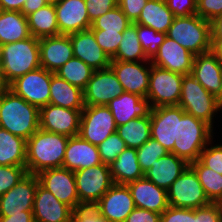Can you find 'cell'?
<instances>
[{"mask_svg": "<svg viewBox=\"0 0 222 222\" xmlns=\"http://www.w3.org/2000/svg\"><path fill=\"white\" fill-rule=\"evenodd\" d=\"M101 163L97 146L79 135L69 137L62 167L75 172Z\"/></svg>", "mask_w": 222, "mask_h": 222, "instance_id": "26", "label": "cell"}, {"mask_svg": "<svg viewBox=\"0 0 222 222\" xmlns=\"http://www.w3.org/2000/svg\"><path fill=\"white\" fill-rule=\"evenodd\" d=\"M135 207L160 213L168 208L167 191L145 177L127 184Z\"/></svg>", "mask_w": 222, "mask_h": 222, "instance_id": "25", "label": "cell"}, {"mask_svg": "<svg viewBox=\"0 0 222 222\" xmlns=\"http://www.w3.org/2000/svg\"><path fill=\"white\" fill-rule=\"evenodd\" d=\"M93 72L94 69L85 64L82 60L72 57L61 66L55 74L71 85L84 90L88 81L91 79Z\"/></svg>", "mask_w": 222, "mask_h": 222, "instance_id": "38", "label": "cell"}, {"mask_svg": "<svg viewBox=\"0 0 222 222\" xmlns=\"http://www.w3.org/2000/svg\"><path fill=\"white\" fill-rule=\"evenodd\" d=\"M132 22L117 5L92 22L90 30H106L123 32Z\"/></svg>", "mask_w": 222, "mask_h": 222, "instance_id": "39", "label": "cell"}, {"mask_svg": "<svg viewBox=\"0 0 222 222\" xmlns=\"http://www.w3.org/2000/svg\"><path fill=\"white\" fill-rule=\"evenodd\" d=\"M196 14L211 22L222 14V0H197Z\"/></svg>", "mask_w": 222, "mask_h": 222, "instance_id": "48", "label": "cell"}, {"mask_svg": "<svg viewBox=\"0 0 222 222\" xmlns=\"http://www.w3.org/2000/svg\"><path fill=\"white\" fill-rule=\"evenodd\" d=\"M123 93V86L111 67L94 70L83 90L84 106L107 105Z\"/></svg>", "mask_w": 222, "mask_h": 222, "instance_id": "13", "label": "cell"}, {"mask_svg": "<svg viewBox=\"0 0 222 222\" xmlns=\"http://www.w3.org/2000/svg\"><path fill=\"white\" fill-rule=\"evenodd\" d=\"M111 60H118L124 62H140L150 61L143 50L137 35V24L132 23L122 32V39L120 41L116 54Z\"/></svg>", "mask_w": 222, "mask_h": 222, "instance_id": "36", "label": "cell"}, {"mask_svg": "<svg viewBox=\"0 0 222 222\" xmlns=\"http://www.w3.org/2000/svg\"><path fill=\"white\" fill-rule=\"evenodd\" d=\"M160 222H193V209L168 206L162 212Z\"/></svg>", "mask_w": 222, "mask_h": 222, "instance_id": "50", "label": "cell"}, {"mask_svg": "<svg viewBox=\"0 0 222 222\" xmlns=\"http://www.w3.org/2000/svg\"><path fill=\"white\" fill-rule=\"evenodd\" d=\"M32 212L34 222H71L74 210L38 183Z\"/></svg>", "mask_w": 222, "mask_h": 222, "instance_id": "20", "label": "cell"}, {"mask_svg": "<svg viewBox=\"0 0 222 222\" xmlns=\"http://www.w3.org/2000/svg\"><path fill=\"white\" fill-rule=\"evenodd\" d=\"M189 165L184 159L168 152L152 164V167L144 173V177L167 191Z\"/></svg>", "mask_w": 222, "mask_h": 222, "instance_id": "28", "label": "cell"}, {"mask_svg": "<svg viewBox=\"0 0 222 222\" xmlns=\"http://www.w3.org/2000/svg\"><path fill=\"white\" fill-rule=\"evenodd\" d=\"M71 222H109L100 216L93 208L84 207L75 210L71 217Z\"/></svg>", "mask_w": 222, "mask_h": 222, "instance_id": "52", "label": "cell"}, {"mask_svg": "<svg viewBox=\"0 0 222 222\" xmlns=\"http://www.w3.org/2000/svg\"><path fill=\"white\" fill-rule=\"evenodd\" d=\"M193 222H222V203H210L193 209Z\"/></svg>", "mask_w": 222, "mask_h": 222, "instance_id": "46", "label": "cell"}, {"mask_svg": "<svg viewBox=\"0 0 222 222\" xmlns=\"http://www.w3.org/2000/svg\"><path fill=\"white\" fill-rule=\"evenodd\" d=\"M109 167L114 184L127 185L144 177L135 148L126 147Z\"/></svg>", "mask_w": 222, "mask_h": 222, "instance_id": "29", "label": "cell"}, {"mask_svg": "<svg viewBox=\"0 0 222 222\" xmlns=\"http://www.w3.org/2000/svg\"><path fill=\"white\" fill-rule=\"evenodd\" d=\"M82 110L48 104L39 109V128L67 137L79 133Z\"/></svg>", "mask_w": 222, "mask_h": 222, "instance_id": "16", "label": "cell"}, {"mask_svg": "<svg viewBox=\"0 0 222 222\" xmlns=\"http://www.w3.org/2000/svg\"><path fill=\"white\" fill-rule=\"evenodd\" d=\"M211 52L222 63V39H211Z\"/></svg>", "mask_w": 222, "mask_h": 222, "instance_id": "58", "label": "cell"}, {"mask_svg": "<svg viewBox=\"0 0 222 222\" xmlns=\"http://www.w3.org/2000/svg\"><path fill=\"white\" fill-rule=\"evenodd\" d=\"M0 222H34L32 211H23V214L0 216Z\"/></svg>", "mask_w": 222, "mask_h": 222, "instance_id": "54", "label": "cell"}, {"mask_svg": "<svg viewBox=\"0 0 222 222\" xmlns=\"http://www.w3.org/2000/svg\"><path fill=\"white\" fill-rule=\"evenodd\" d=\"M137 35L146 57L151 61L158 53L159 46L164 42L166 33L137 24Z\"/></svg>", "mask_w": 222, "mask_h": 222, "instance_id": "40", "label": "cell"}, {"mask_svg": "<svg viewBox=\"0 0 222 222\" xmlns=\"http://www.w3.org/2000/svg\"><path fill=\"white\" fill-rule=\"evenodd\" d=\"M190 74L220 102L222 63L211 51L194 56Z\"/></svg>", "mask_w": 222, "mask_h": 222, "instance_id": "24", "label": "cell"}, {"mask_svg": "<svg viewBox=\"0 0 222 222\" xmlns=\"http://www.w3.org/2000/svg\"><path fill=\"white\" fill-rule=\"evenodd\" d=\"M52 74L53 72L40 67L16 78L8 88L40 109L49 104Z\"/></svg>", "mask_w": 222, "mask_h": 222, "instance_id": "10", "label": "cell"}, {"mask_svg": "<svg viewBox=\"0 0 222 222\" xmlns=\"http://www.w3.org/2000/svg\"><path fill=\"white\" fill-rule=\"evenodd\" d=\"M117 131L115 119L106 105L84 106L78 135L98 146Z\"/></svg>", "mask_w": 222, "mask_h": 222, "instance_id": "11", "label": "cell"}, {"mask_svg": "<svg viewBox=\"0 0 222 222\" xmlns=\"http://www.w3.org/2000/svg\"><path fill=\"white\" fill-rule=\"evenodd\" d=\"M95 36L97 44L110 57L116 54L120 41L122 39V32L106 31V30H91Z\"/></svg>", "mask_w": 222, "mask_h": 222, "instance_id": "44", "label": "cell"}, {"mask_svg": "<svg viewBox=\"0 0 222 222\" xmlns=\"http://www.w3.org/2000/svg\"><path fill=\"white\" fill-rule=\"evenodd\" d=\"M212 131L209 124L185 112L181 119H178L173 153L189 164L198 160L202 150L213 140Z\"/></svg>", "mask_w": 222, "mask_h": 222, "instance_id": "4", "label": "cell"}, {"mask_svg": "<svg viewBox=\"0 0 222 222\" xmlns=\"http://www.w3.org/2000/svg\"><path fill=\"white\" fill-rule=\"evenodd\" d=\"M106 106L111 111L116 126L126 124L138 117H146L152 109L146 97L129 92H124L117 98L112 99Z\"/></svg>", "mask_w": 222, "mask_h": 222, "instance_id": "27", "label": "cell"}, {"mask_svg": "<svg viewBox=\"0 0 222 222\" xmlns=\"http://www.w3.org/2000/svg\"><path fill=\"white\" fill-rule=\"evenodd\" d=\"M31 37L27 17L20 11H0V46Z\"/></svg>", "mask_w": 222, "mask_h": 222, "instance_id": "31", "label": "cell"}, {"mask_svg": "<svg viewBox=\"0 0 222 222\" xmlns=\"http://www.w3.org/2000/svg\"><path fill=\"white\" fill-rule=\"evenodd\" d=\"M148 63L149 66H144ZM110 67L122 84L124 92L146 97L149 89L151 61L124 62L111 60Z\"/></svg>", "mask_w": 222, "mask_h": 222, "instance_id": "18", "label": "cell"}, {"mask_svg": "<svg viewBox=\"0 0 222 222\" xmlns=\"http://www.w3.org/2000/svg\"><path fill=\"white\" fill-rule=\"evenodd\" d=\"M27 140L0 127V165L26 167Z\"/></svg>", "mask_w": 222, "mask_h": 222, "instance_id": "33", "label": "cell"}, {"mask_svg": "<svg viewBox=\"0 0 222 222\" xmlns=\"http://www.w3.org/2000/svg\"><path fill=\"white\" fill-rule=\"evenodd\" d=\"M69 137L39 128L28 140L26 169L29 174L62 167Z\"/></svg>", "mask_w": 222, "mask_h": 222, "instance_id": "1", "label": "cell"}, {"mask_svg": "<svg viewBox=\"0 0 222 222\" xmlns=\"http://www.w3.org/2000/svg\"><path fill=\"white\" fill-rule=\"evenodd\" d=\"M27 173L23 166L0 165V196L13 188Z\"/></svg>", "mask_w": 222, "mask_h": 222, "instance_id": "43", "label": "cell"}, {"mask_svg": "<svg viewBox=\"0 0 222 222\" xmlns=\"http://www.w3.org/2000/svg\"><path fill=\"white\" fill-rule=\"evenodd\" d=\"M194 56L178 42L166 36L151 64L171 72L188 75L192 70Z\"/></svg>", "mask_w": 222, "mask_h": 222, "instance_id": "19", "label": "cell"}, {"mask_svg": "<svg viewBox=\"0 0 222 222\" xmlns=\"http://www.w3.org/2000/svg\"><path fill=\"white\" fill-rule=\"evenodd\" d=\"M161 214L135 207L125 222H160Z\"/></svg>", "mask_w": 222, "mask_h": 222, "instance_id": "53", "label": "cell"}, {"mask_svg": "<svg viewBox=\"0 0 222 222\" xmlns=\"http://www.w3.org/2000/svg\"><path fill=\"white\" fill-rule=\"evenodd\" d=\"M184 113L178 105L151 109V138L158 141L167 152L173 153L177 140L178 119H181Z\"/></svg>", "mask_w": 222, "mask_h": 222, "instance_id": "14", "label": "cell"}, {"mask_svg": "<svg viewBox=\"0 0 222 222\" xmlns=\"http://www.w3.org/2000/svg\"><path fill=\"white\" fill-rule=\"evenodd\" d=\"M37 176L39 183L60 202L70 206L74 211L84 208L79 202L74 171L56 167L41 171Z\"/></svg>", "mask_w": 222, "mask_h": 222, "instance_id": "12", "label": "cell"}, {"mask_svg": "<svg viewBox=\"0 0 222 222\" xmlns=\"http://www.w3.org/2000/svg\"><path fill=\"white\" fill-rule=\"evenodd\" d=\"M137 159L141 170L145 173L160 157L165 156L167 150L156 140L150 138L142 146L136 149Z\"/></svg>", "mask_w": 222, "mask_h": 222, "instance_id": "41", "label": "cell"}, {"mask_svg": "<svg viewBox=\"0 0 222 222\" xmlns=\"http://www.w3.org/2000/svg\"><path fill=\"white\" fill-rule=\"evenodd\" d=\"M212 140L202 150L199 160L208 168L222 175V144L209 147ZM209 147V148H208Z\"/></svg>", "mask_w": 222, "mask_h": 222, "instance_id": "45", "label": "cell"}, {"mask_svg": "<svg viewBox=\"0 0 222 222\" xmlns=\"http://www.w3.org/2000/svg\"><path fill=\"white\" fill-rule=\"evenodd\" d=\"M92 208L109 222H125L135 205L127 185L113 184Z\"/></svg>", "mask_w": 222, "mask_h": 222, "instance_id": "17", "label": "cell"}, {"mask_svg": "<svg viewBox=\"0 0 222 222\" xmlns=\"http://www.w3.org/2000/svg\"><path fill=\"white\" fill-rule=\"evenodd\" d=\"M31 36L43 38L58 36L59 28L54 5H46L27 16Z\"/></svg>", "mask_w": 222, "mask_h": 222, "instance_id": "34", "label": "cell"}, {"mask_svg": "<svg viewBox=\"0 0 222 222\" xmlns=\"http://www.w3.org/2000/svg\"><path fill=\"white\" fill-rule=\"evenodd\" d=\"M183 76L151 64L146 96L151 107L177 106L180 101Z\"/></svg>", "mask_w": 222, "mask_h": 222, "instance_id": "8", "label": "cell"}, {"mask_svg": "<svg viewBox=\"0 0 222 222\" xmlns=\"http://www.w3.org/2000/svg\"><path fill=\"white\" fill-rule=\"evenodd\" d=\"M148 0H118V6L128 19L135 23Z\"/></svg>", "mask_w": 222, "mask_h": 222, "instance_id": "51", "label": "cell"}, {"mask_svg": "<svg viewBox=\"0 0 222 222\" xmlns=\"http://www.w3.org/2000/svg\"><path fill=\"white\" fill-rule=\"evenodd\" d=\"M166 36L194 55L211 51V22L197 14L174 17Z\"/></svg>", "mask_w": 222, "mask_h": 222, "instance_id": "5", "label": "cell"}, {"mask_svg": "<svg viewBox=\"0 0 222 222\" xmlns=\"http://www.w3.org/2000/svg\"><path fill=\"white\" fill-rule=\"evenodd\" d=\"M98 151L102 163L111 165L125 149L126 145L117 132L112 133L98 146Z\"/></svg>", "mask_w": 222, "mask_h": 222, "instance_id": "42", "label": "cell"}, {"mask_svg": "<svg viewBox=\"0 0 222 222\" xmlns=\"http://www.w3.org/2000/svg\"><path fill=\"white\" fill-rule=\"evenodd\" d=\"M40 67L38 38L31 36L0 46V69L8 85L16 78Z\"/></svg>", "mask_w": 222, "mask_h": 222, "instance_id": "3", "label": "cell"}, {"mask_svg": "<svg viewBox=\"0 0 222 222\" xmlns=\"http://www.w3.org/2000/svg\"><path fill=\"white\" fill-rule=\"evenodd\" d=\"M48 5H56L60 0H44Z\"/></svg>", "mask_w": 222, "mask_h": 222, "instance_id": "60", "label": "cell"}, {"mask_svg": "<svg viewBox=\"0 0 222 222\" xmlns=\"http://www.w3.org/2000/svg\"><path fill=\"white\" fill-rule=\"evenodd\" d=\"M222 101V76H221V90H220V102Z\"/></svg>", "mask_w": 222, "mask_h": 222, "instance_id": "61", "label": "cell"}, {"mask_svg": "<svg viewBox=\"0 0 222 222\" xmlns=\"http://www.w3.org/2000/svg\"><path fill=\"white\" fill-rule=\"evenodd\" d=\"M39 47L41 67L53 73L73 57V45L69 35L40 38Z\"/></svg>", "mask_w": 222, "mask_h": 222, "instance_id": "23", "label": "cell"}, {"mask_svg": "<svg viewBox=\"0 0 222 222\" xmlns=\"http://www.w3.org/2000/svg\"><path fill=\"white\" fill-rule=\"evenodd\" d=\"M0 127L28 140L39 129V109L7 88L0 94Z\"/></svg>", "mask_w": 222, "mask_h": 222, "instance_id": "2", "label": "cell"}, {"mask_svg": "<svg viewBox=\"0 0 222 222\" xmlns=\"http://www.w3.org/2000/svg\"><path fill=\"white\" fill-rule=\"evenodd\" d=\"M211 39H222V14L211 21Z\"/></svg>", "mask_w": 222, "mask_h": 222, "instance_id": "57", "label": "cell"}, {"mask_svg": "<svg viewBox=\"0 0 222 222\" xmlns=\"http://www.w3.org/2000/svg\"><path fill=\"white\" fill-rule=\"evenodd\" d=\"M54 6L59 34L68 35L91 27L85 0H60Z\"/></svg>", "mask_w": 222, "mask_h": 222, "instance_id": "22", "label": "cell"}, {"mask_svg": "<svg viewBox=\"0 0 222 222\" xmlns=\"http://www.w3.org/2000/svg\"><path fill=\"white\" fill-rule=\"evenodd\" d=\"M89 20L95 19L107 13L118 5V0H85Z\"/></svg>", "mask_w": 222, "mask_h": 222, "instance_id": "47", "label": "cell"}, {"mask_svg": "<svg viewBox=\"0 0 222 222\" xmlns=\"http://www.w3.org/2000/svg\"><path fill=\"white\" fill-rule=\"evenodd\" d=\"M178 106L212 128L214 115L221 110L217 97L209 93L191 74L183 76Z\"/></svg>", "mask_w": 222, "mask_h": 222, "instance_id": "6", "label": "cell"}, {"mask_svg": "<svg viewBox=\"0 0 222 222\" xmlns=\"http://www.w3.org/2000/svg\"><path fill=\"white\" fill-rule=\"evenodd\" d=\"M46 5L47 4L44 0H26L21 13L27 17L29 14L39 10Z\"/></svg>", "mask_w": 222, "mask_h": 222, "instance_id": "55", "label": "cell"}, {"mask_svg": "<svg viewBox=\"0 0 222 222\" xmlns=\"http://www.w3.org/2000/svg\"><path fill=\"white\" fill-rule=\"evenodd\" d=\"M168 205L197 209L210 204L194 169L189 165L167 190Z\"/></svg>", "mask_w": 222, "mask_h": 222, "instance_id": "9", "label": "cell"}, {"mask_svg": "<svg viewBox=\"0 0 222 222\" xmlns=\"http://www.w3.org/2000/svg\"><path fill=\"white\" fill-rule=\"evenodd\" d=\"M119 137L128 148H139L151 138L150 114L146 117H138L128 121L126 124L117 126Z\"/></svg>", "mask_w": 222, "mask_h": 222, "instance_id": "35", "label": "cell"}, {"mask_svg": "<svg viewBox=\"0 0 222 222\" xmlns=\"http://www.w3.org/2000/svg\"><path fill=\"white\" fill-rule=\"evenodd\" d=\"M206 196L212 203H222V175L206 167L199 159L190 163Z\"/></svg>", "mask_w": 222, "mask_h": 222, "instance_id": "37", "label": "cell"}, {"mask_svg": "<svg viewBox=\"0 0 222 222\" xmlns=\"http://www.w3.org/2000/svg\"><path fill=\"white\" fill-rule=\"evenodd\" d=\"M8 88V84L5 82L2 71L0 69V94Z\"/></svg>", "mask_w": 222, "mask_h": 222, "instance_id": "59", "label": "cell"}, {"mask_svg": "<svg viewBox=\"0 0 222 222\" xmlns=\"http://www.w3.org/2000/svg\"><path fill=\"white\" fill-rule=\"evenodd\" d=\"M68 35L73 45V57L79 58L94 70L110 67V57L97 44L90 29Z\"/></svg>", "mask_w": 222, "mask_h": 222, "instance_id": "21", "label": "cell"}, {"mask_svg": "<svg viewBox=\"0 0 222 222\" xmlns=\"http://www.w3.org/2000/svg\"><path fill=\"white\" fill-rule=\"evenodd\" d=\"M38 183L37 175L27 173L13 188L0 196V216L32 211Z\"/></svg>", "mask_w": 222, "mask_h": 222, "instance_id": "15", "label": "cell"}, {"mask_svg": "<svg viewBox=\"0 0 222 222\" xmlns=\"http://www.w3.org/2000/svg\"><path fill=\"white\" fill-rule=\"evenodd\" d=\"M25 1L26 0H0V9L21 12Z\"/></svg>", "mask_w": 222, "mask_h": 222, "instance_id": "56", "label": "cell"}, {"mask_svg": "<svg viewBox=\"0 0 222 222\" xmlns=\"http://www.w3.org/2000/svg\"><path fill=\"white\" fill-rule=\"evenodd\" d=\"M79 202L92 208L114 184L109 165L104 163L74 172Z\"/></svg>", "mask_w": 222, "mask_h": 222, "instance_id": "7", "label": "cell"}, {"mask_svg": "<svg viewBox=\"0 0 222 222\" xmlns=\"http://www.w3.org/2000/svg\"><path fill=\"white\" fill-rule=\"evenodd\" d=\"M49 103L68 109L83 110V90L53 73L51 76Z\"/></svg>", "mask_w": 222, "mask_h": 222, "instance_id": "30", "label": "cell"}, {"mask_svg": "<svg viewBox=\"0 0 222 222\" xmlns=\"http://www.w3.org/2000/svg\"><path fill=\"white\" fill-rule=\"evenodd\" d=\"M173 19L174 15L165 0H148L135 23L167 33Z\"/></svg>", "mask_w": 222, "mask_h": 222, "instance_id": "32", "label": "cell"}, {"mask_svg": "<svg viewBox=\"0 0 222 222\" xmlns=\"http://www.w3.org/2000/svg\"><path fill=\"white\" fill-rule=\"evenodd\" d=\"M174 17H188L197 13V0H165Z\"/></svg>", "mask_w": 222, "mask_h": 222, "instance_id": "49", "label": "cell"}]
</instances>
